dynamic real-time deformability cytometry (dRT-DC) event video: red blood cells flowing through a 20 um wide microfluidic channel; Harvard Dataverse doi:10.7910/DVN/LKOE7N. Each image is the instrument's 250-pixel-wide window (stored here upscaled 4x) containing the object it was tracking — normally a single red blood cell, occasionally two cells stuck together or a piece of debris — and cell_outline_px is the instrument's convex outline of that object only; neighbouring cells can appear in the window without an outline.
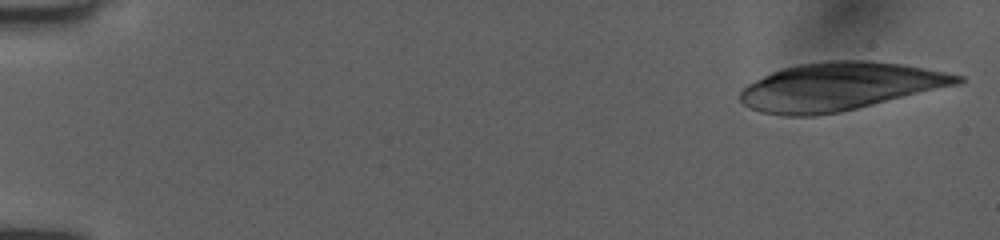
{"species": "human", "species_latin": "Homo sapiens", "temperature_condition": "room temperature", "stored_images_in_passage": 34, "camera_frame_rate_fps": 3000, "um_per_image_px": 0.085, "donor": {"sex": "female"}, "frame": {"image": 1, "passage_image": 1, "time_ms": 0.0, "image_size_px": [1000, 240], "cell_outline_px": [[964, 80], [960, 84], [840, 112], [812, 116], [784, 116], [760, 112], [744, 104], [740, 100], [740, 92], [748, 84], [780, 68], [796, 64], [828, 60], [868, 60], [900, 64], [944, 72], [964, 76]], "centroid_in_image_um": [71.35, 7.35], "position_along_channel_um": 13.6, "area_um2": 60.46}}
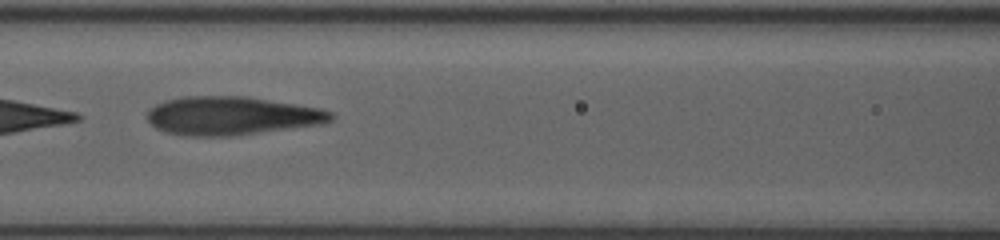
{"frame": {"image": 2, "passage_image": 23, "time_ms": 7.333, "image_size_px": [1000, 240], "cell_outline_px": [[336, 116], [332, 120], [320, 124], [228, 136], [188, 136], [168, 132], [156, 128], [148, 120], [148, 108], [164, 100], [180, 96], [248, 96], [320, 108], [332, 112]], "centroid_in_image_um": [19.67, 9.82], "position_along_channel_um": 146.9, "area_um2": 41.1}}
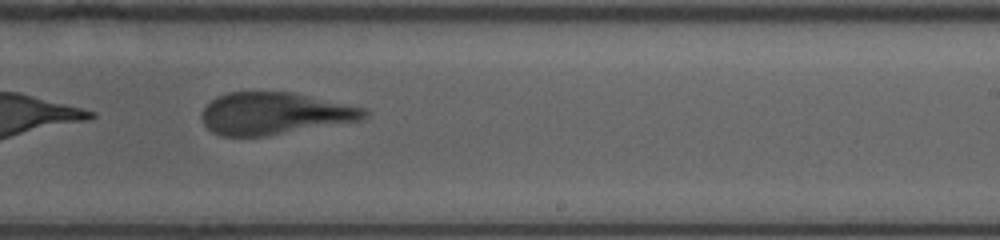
{"frame": {"image": 3, "passage_image": 32, "time_ms": 10.333, "image_size_px": [1000, 240], "cell_outline_px": [[368, 116], [360, 120], [264, 136], [220, 136], [212, 132], [204, 124], [200, 116], [204, 108], [216, 96], [228, 92], [292, 92], [364, 108], [368, 112]], "centroid_in_image_um": [23.28, 9.64], "position_along_channel_um": 265.7, "area_um2": 39.48}}